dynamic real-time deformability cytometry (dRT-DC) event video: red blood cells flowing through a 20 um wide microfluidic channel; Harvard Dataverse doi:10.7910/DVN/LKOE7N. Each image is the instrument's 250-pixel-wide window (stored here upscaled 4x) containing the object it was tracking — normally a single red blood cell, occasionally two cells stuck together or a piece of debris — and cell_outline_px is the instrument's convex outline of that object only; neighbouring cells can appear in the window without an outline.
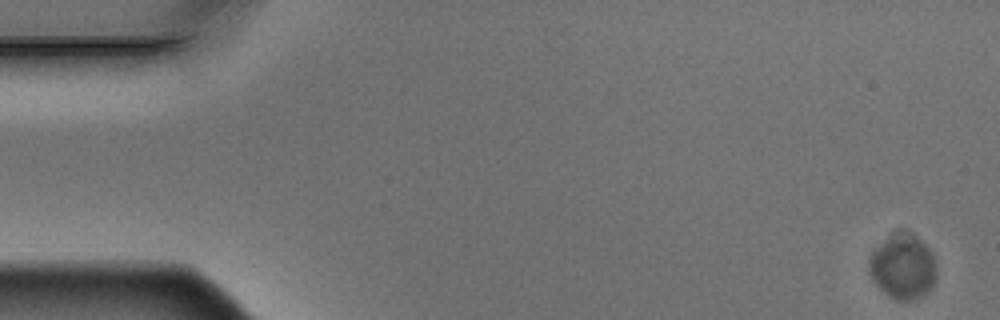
{"species": "Egyptian fruit bat (a non-hibernating species)", "species_latin": "Rousettus aegyptiacus", "temperature_condition": "warm", "stored_images_in_passage": 4, "camera_frame_rate_fps": 3000, "um_per_image_px": 0.085, "animal": {"sex": "male"}, "frame": {"image": 1, "passage_image": 1, "time_ms": 0.0, "image_size_px": [1000, 320], "cell_outline_px": [[936, 276], [928, 292], [912, 300], [896, 300], [888, 296], [876, 284], [868, 272], [868, 260], [872, 252], [884, 240], [916, 240], [924, 244], [932, 252], [936, 264]], "centroid_in_image_um": [76.73, 22.84], "position_along_channel_um": 8.3, "area_um2": 23.76}}